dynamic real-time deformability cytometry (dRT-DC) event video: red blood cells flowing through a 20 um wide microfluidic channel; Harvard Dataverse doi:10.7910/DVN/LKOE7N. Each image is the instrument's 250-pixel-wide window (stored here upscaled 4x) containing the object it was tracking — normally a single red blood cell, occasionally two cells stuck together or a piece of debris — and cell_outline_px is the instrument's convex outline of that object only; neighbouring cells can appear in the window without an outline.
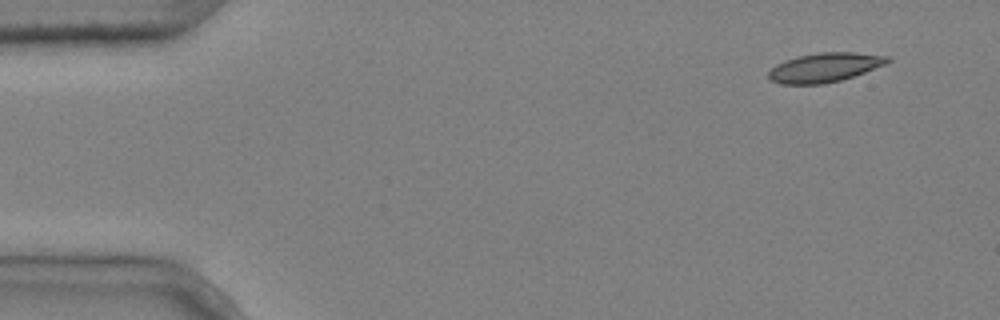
{"species": "common noctule bat (a hibernating species)", "species_latin": "Nyctalus noctula", "temperature_condition": "cold", "stored_images_in_passage": 3, "segment_of_instrument_passage": [2, 2], "camera_frame_rate_fps": 3000, "um_per_image_px": 0.085, "animal": {"sex": "male", "body_mass_g": 20.4}, "frame": {"image": 1, "passage_image": 3, "time_ms": 0.667, "image_size_px": [1000, 320], "cell_outline_px": [[892, 60], [884, 64], [864, 72], [840, 80], [824, 84], [780, 84], [772, 80], [768, 76], [768, 72], [776, 64], [784, 60], [796, 56], [820, 52], [856, 52], [892, 56]], "centroid_in_image_um": [70.1, 5.72], "position_along_channel_um": 14.9, "area_um2": 20.29}}